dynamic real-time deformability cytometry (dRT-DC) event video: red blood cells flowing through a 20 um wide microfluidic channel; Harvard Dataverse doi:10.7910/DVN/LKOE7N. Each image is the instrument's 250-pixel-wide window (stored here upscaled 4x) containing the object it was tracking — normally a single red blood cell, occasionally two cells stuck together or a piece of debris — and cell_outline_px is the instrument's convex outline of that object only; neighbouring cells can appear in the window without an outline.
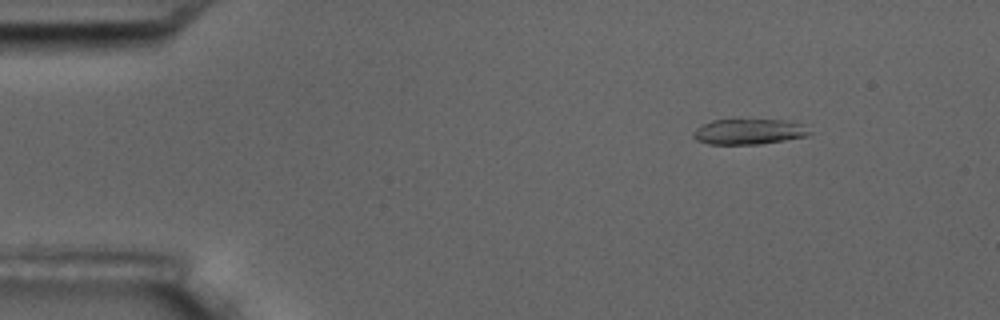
{"species": "common noctule bat (a hibernating species)", "species_latin": "Nyctalus noctula", "temperature_condition": "room temperature", "stored_images_in_passage": 4, "camera_frame_rate_fps": 3000, "um_per_image_px": 0.085, "animal": {"sex": "male", "body_mass_g": 17.5, "forearm_length_mm": 52.3}, "frame": {"image": 1, "passage_image": 1, "time_ms": 0.0, "image_size_px": [1000, 320], "cell_outline_px": [[812, 132], [808, 136], [760, 144], [708, 144], [696, 140], [692, 136], [692, 132], [696, 128], [712, 120], [732, 116], [736, 116], [780, 120], [804, 124]], "centroid_in_image_um": [63.62, 11.13], "position_along_channel_um": 21.4, "area_um2": 18.26}}
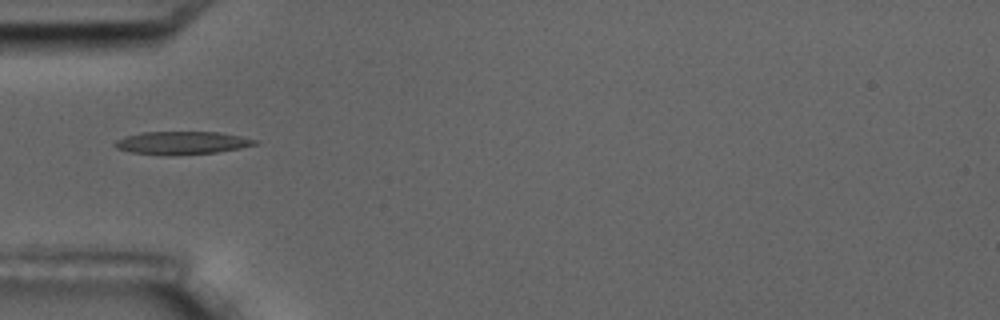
{"frame": {"image": 2, "passage_image": 4, "time_ms": 3.667, "image_size_px": [1000, 320], "cell_outline_px": [[256, 144], [240, 148], [216, 152], [164, 156], [132, 152], [116, 148], [112, 144], [116, 140], [124, 136], [140, 132], [220, 132], [240, 136], [256, 140]], "centroid_in_image_um": [15.39, 12.14], "position_along_channel_um": 69.6, "area_um2": 18.73}}